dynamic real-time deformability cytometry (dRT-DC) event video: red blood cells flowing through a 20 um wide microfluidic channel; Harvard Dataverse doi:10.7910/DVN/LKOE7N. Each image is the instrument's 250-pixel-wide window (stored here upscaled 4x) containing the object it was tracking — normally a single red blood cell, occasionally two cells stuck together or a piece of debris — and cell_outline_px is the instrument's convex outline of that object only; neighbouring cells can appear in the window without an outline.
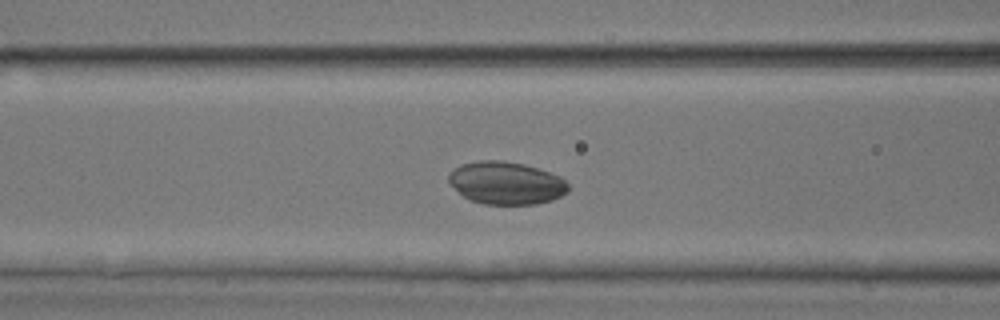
{"species": "common noctule bat (a hibernating species)", "species_latin": "Nyctalus noctula", "temperature_condition": "room temperature", "stored_images_in_passage": 53, "camera_frame_rate_fps": 3000, "um_per_image_px": 0.085, "animal": {"sex": "male", "body_mass_g": 17.9, "forearm_length_mm": 54.2}, "frame": {"image": 1, "passage_image": 22, "time_ms": 7.0, "image_size_px": [1000, 320], "cell_outline_px": [[568, 192], [552, 200], [536, 204], [484, 204], [472, 200], [464, 196], [448, 180], [448, 172], [452, 168], [460, 164], [480, 160], [500, 160], [524, 164], [560, 176], [568, 184]], "centroid_in_image_um": [43.01, 15.54], "position_along_channel_um": 123.6, "area_um2": 29.59}}
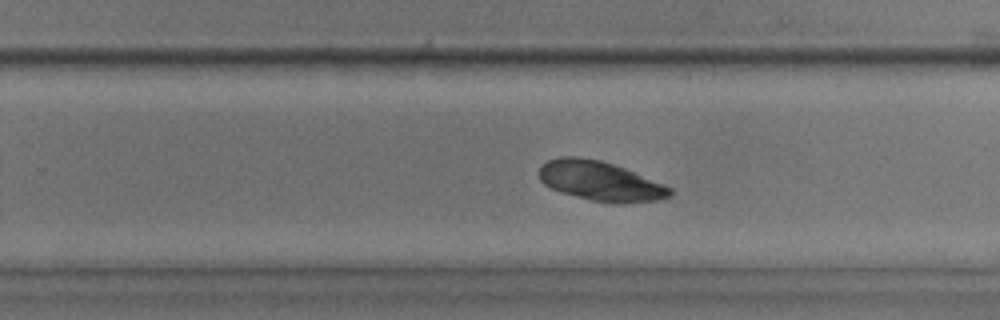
{"frame": {"image": 2, "passage_image": 34, "time_ms": 11.0, "image_size_px": [1000, 320], "cell_outline_px": [[672, 196], [656, 200], [620, 204], [592, 200], [564, 192], [552, 188], [544, 184], [540, 180], [540, 164], [548, 160], [560, 156], [576, 156], [600, 160], [624, 168], [664, 184], [672, 188]], "centroid_in_image_um": [51.03, 15.38], "position_along_channel_um": 278.8, "area_um2": 29.88}}
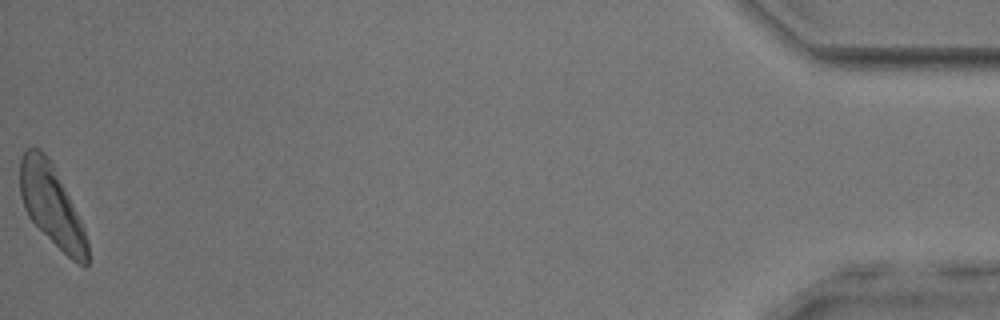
{"frame": {"image": 3, "passage_image": 53, "time_ms": 17.333, "image_size_px": [1000, 320], "cell_outline_px": [[88, 264], [84, 268], [72, 260], [28, 216], [24, 208], [20, 196], [20, 160], [24, 152], [28, 148], [40, 148], [48, 156], [84, 228], [88, 240]], "centroid_in_image_um": [4.38, 17.46], "position_along_channel_um": 430.8, "area_um2": 31.04}}